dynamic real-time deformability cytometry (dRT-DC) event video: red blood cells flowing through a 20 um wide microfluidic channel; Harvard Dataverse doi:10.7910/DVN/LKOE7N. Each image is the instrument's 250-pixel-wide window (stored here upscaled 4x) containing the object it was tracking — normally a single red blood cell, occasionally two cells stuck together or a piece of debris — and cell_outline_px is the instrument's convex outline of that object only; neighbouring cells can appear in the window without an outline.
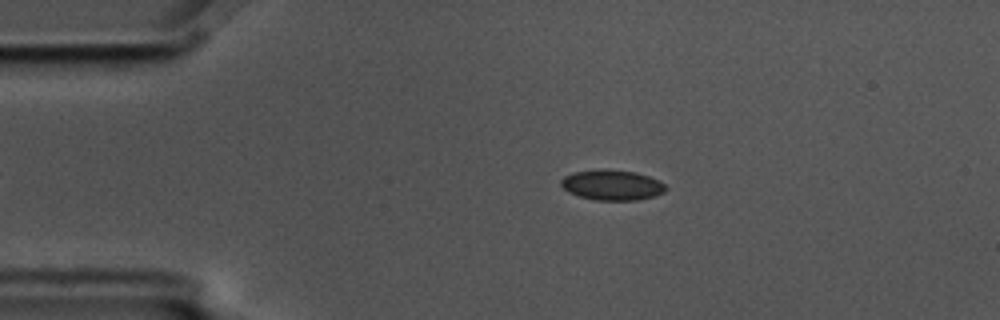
{"species": "common noctule bat (a hibernating species)", "species_latin": "Nyctalus noctula", "temperature_condition": "cold", "stored_images_in_passage": 5, "camera_frame_rate_fps": 3000, "um_per_image_px": 0.085, "animal": {"sex": "male", "body_mass_g": 17.5, "forearm_length_mm": 52.3}, "frame": {"image": 1, "passage_image": 3, "time_ms": 0.667, "image_size_px": [1000, 320], "cell_outline_px": [[668, 188], [664, 192], [652, 196], [636, 200], [596, 200], [580, 196], [568, 192], [560, 184], [560, 180], [564, 176], [576, 172], [608, 168], [636, 172], [648, 176], [664, 184]], "centroid_in_image_um": [52.01, 15.72], "position_along_channel_um": 33.0, "area_um2": 18.38}}
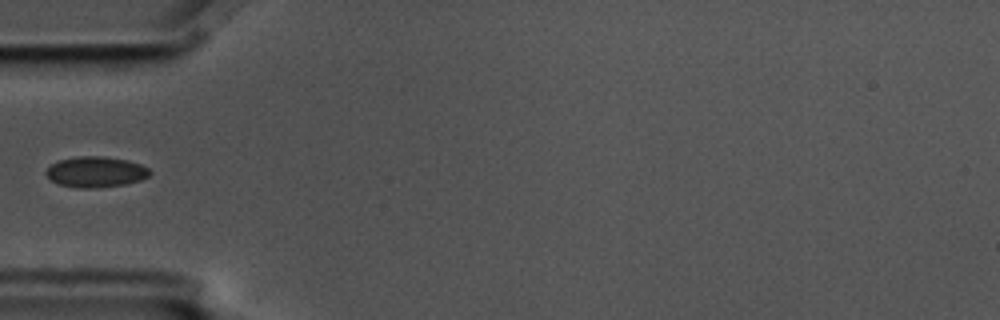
{"frame": {"image": 2, "passage_image": 5, "time_ms": 1.333, "image_size_px": [1000, 320], "cell_outline_px": [[152, 172], [148, 176], [140, 180], [124, 184], [96, 188], [76, 188], [60, 184], [48, 180], [44, 172], [56, 160], [76, 156], [100, 156], [128, 160], [140, 164], [148, 168]], "centroid_in_image_um": [8.09, 14.61], "position_along_channel_um": 76.9, "area_um2": 18.73}}